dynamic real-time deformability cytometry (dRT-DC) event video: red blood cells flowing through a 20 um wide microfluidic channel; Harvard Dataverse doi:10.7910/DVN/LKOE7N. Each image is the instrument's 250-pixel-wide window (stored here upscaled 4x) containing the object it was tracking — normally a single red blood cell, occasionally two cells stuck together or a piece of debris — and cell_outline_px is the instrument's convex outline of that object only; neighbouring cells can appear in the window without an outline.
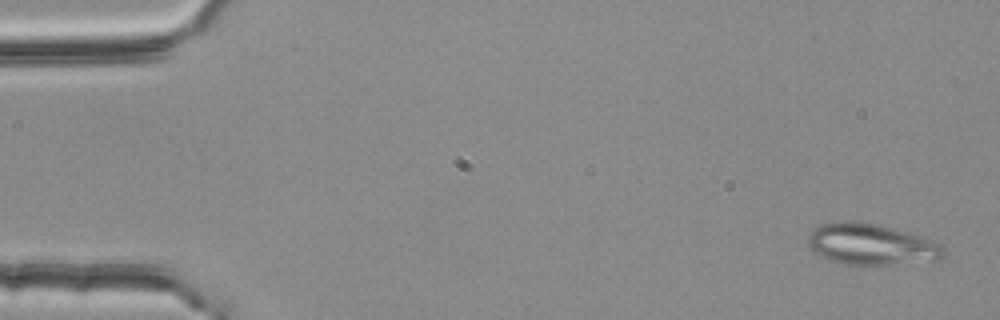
{"species": "common noctule bat (a hibernating species)", "species_latin": "Nyctalus noctula", "temperature_condition": "room temperature", "stored_images_in_passage": 4, "camera_frame_rate_fps": 3000, "um_per_image_px": 0.085, "animal": {"sex": "female", "body_mass_g": 25.1}, "frame": {"image": 1, "passage_image": 1, "time_ms": 0.0, "image_size_px": [1000, 320], "cell_outline_px": [[944, 256], [940, 260], [888, 264], [848, 264], [832, 260], [820, 256], [812, 252], [808, 244], [808, 236], [812, 228], [820, 224], [844, 220], [852, 220], [876, 224], [924, 236], [944, 244]], "centroid_in_image_um": [74.07, 20.75], "position_along_channel_um": 10.9, "area_um2": 32.77}}